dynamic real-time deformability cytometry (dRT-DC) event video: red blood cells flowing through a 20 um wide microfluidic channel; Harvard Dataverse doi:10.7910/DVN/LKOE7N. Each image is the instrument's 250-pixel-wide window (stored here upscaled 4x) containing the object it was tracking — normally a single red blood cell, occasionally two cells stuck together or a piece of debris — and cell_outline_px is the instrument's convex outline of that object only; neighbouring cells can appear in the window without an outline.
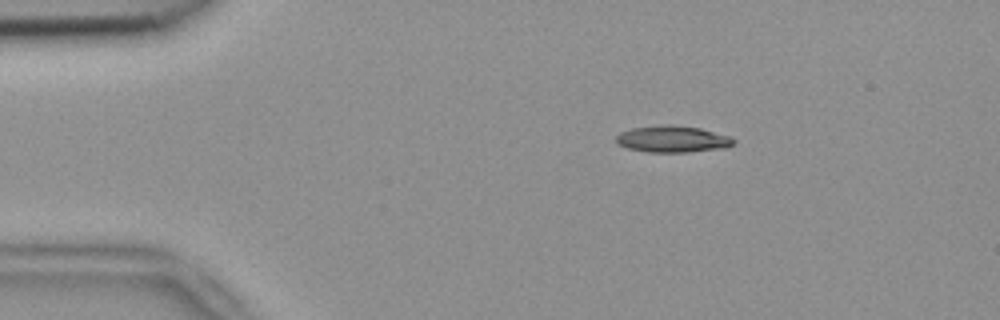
{"species": "common noctule bat (a hibernating species)", "species_latin": "Nyctalus noctula", "temperature_condition": "room temperature", "stored_images_in_passage": 45, "camera_frame_rate_fps": 3000, "um_per_image_px": 0.085, "animal": {"sex": "female", "body_mass_g": 18.4}, "frame": {"image": 1, "passage_image": 1, "time_ms": 0.0, "image_size_px": [1000, 320], "cell_outline_px": [[736, 140], [728, 148], [688, 152], [648, 152], [628, 148], [616, 144], [616, 136], [620, 132], [632, 128], [664, 124], [672, 124], [700, 128], [732, 136]], "centroid_in_image_um": [57.19, 11.82], "position_along_channel_um": 27.8, "area_um2": 18.5}}
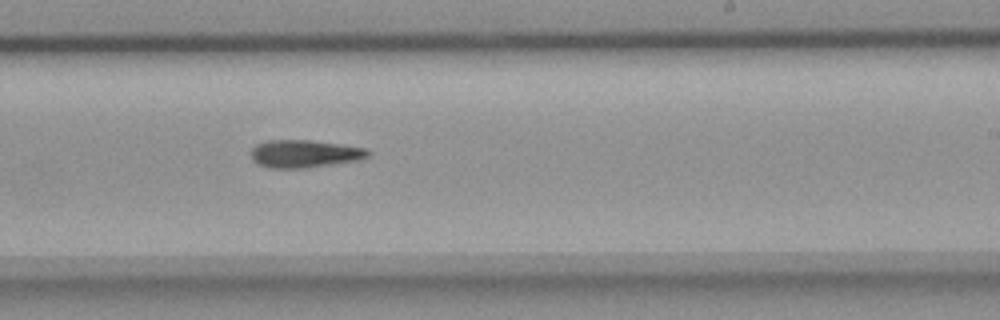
{"frame": {"image": 2, "passage_image": 24, "time_ms": 7.667, "image_size_px": [1000, 320], "cell_outline_px": [[372, 152], [368, 156], [360, 160], [308, 168], [268, 168], [256, 164], [252, 160], [252, 148], [256, 144], [264, 140], [312, 140], [368, 148]], "centroid_in_image_um": [25.89, 13.07], "position_along_channel_um": 263.1, "area_um2": 19.25}}
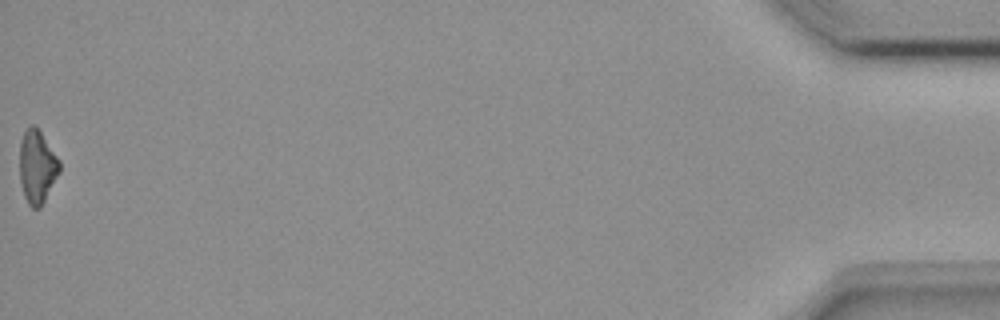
{"frame": {"image": 3, "passage_image": 45, "time_ms": 14.667, "image_size_px": [1000, 320], "cell_outline_px": [[60, 172], [40, 208], [32, 208], [28, 204], [24, 196], [20, 180], [20, 140], [24, 132], [32, 124], [40, 132], [60, 160]], "centroid_in_image_um": [3.15, 14.2], "position_along_channel_um": 432.0, "area_um2": 16.82}}